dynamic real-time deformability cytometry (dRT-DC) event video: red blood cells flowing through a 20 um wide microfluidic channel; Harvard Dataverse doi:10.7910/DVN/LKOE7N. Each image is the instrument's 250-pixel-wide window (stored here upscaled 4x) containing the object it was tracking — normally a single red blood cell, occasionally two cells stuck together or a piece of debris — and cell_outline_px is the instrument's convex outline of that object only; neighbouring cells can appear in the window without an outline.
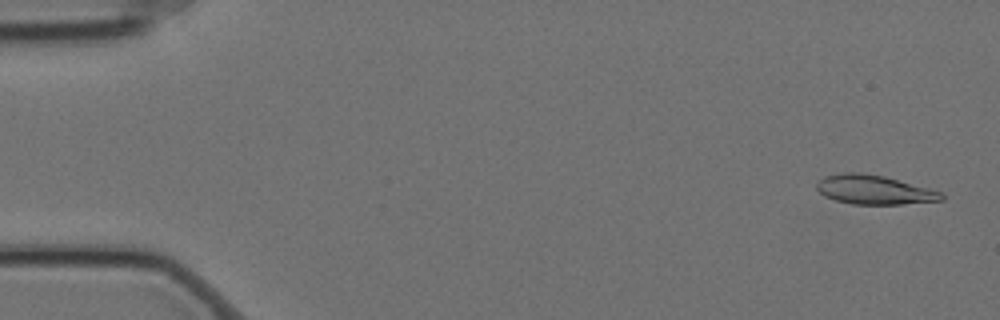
{"species": "Egyptian fruit bat (a non-hibernating species)", "species_latin": "Rousettus aegyptiacus", "temperature_condition": "cold", "stored_images_in_passage": 5, "camera_frame_rate_fps": 3000, "um_per_image_px": 0.085, "animal": {"sex": "female"}, "frame": {"image": 1, "passage_image": 1, "time_ms": 0.0, "image_size_px": [1000, 320], "cell_outline_px": [[944, 200], [900, 204], [852, 204], [836, 200], [824, 196], [816, 188], [816, 184], [824, 176], [844, 172], [860, 172], [884, 176], [928, 188], [940, 192], [944, 196]], "centroid_in_image_um": [74.27, 16.12], "position_along_channel_um": 10.7, "area_um2": 21.04}}